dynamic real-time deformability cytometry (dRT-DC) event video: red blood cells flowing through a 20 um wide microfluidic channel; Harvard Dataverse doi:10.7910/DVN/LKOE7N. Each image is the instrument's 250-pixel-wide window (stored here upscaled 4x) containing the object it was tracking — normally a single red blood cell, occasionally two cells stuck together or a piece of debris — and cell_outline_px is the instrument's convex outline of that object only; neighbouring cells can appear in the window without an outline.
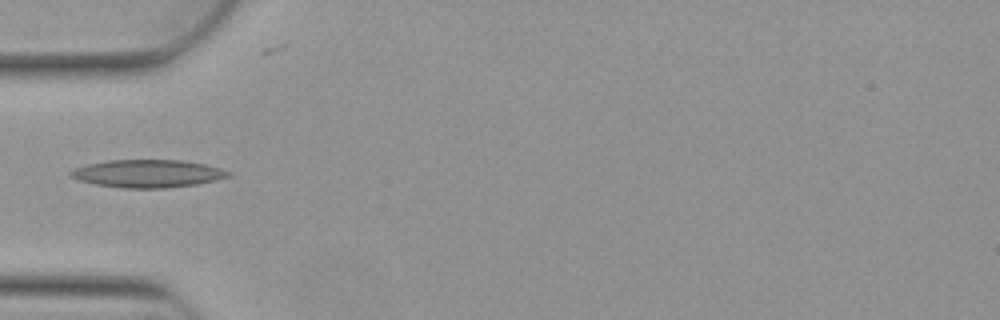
{"species": "Egyptian fruit bat (a non-hibernating species)", "species_latin": "Rousettus aegyptiacus", "temperature_condition": "warm", "stored_images_in_passage": 5, "camera_frame_rate_fps": 3000, "um_per_image_px": 0.085, "animal": {"sex": "female"}, "frame": {"image": 1, "passage_image": 4, "time_ms": 1.0, "image_size_px": [1000, 320], "cell_outline_px": [[232, 176], [196, 184], [168, 188], [120, 188], [96, 184], [80, 180], [72, 176], [68, 172], [76, 168], [88, 164], [108, 160], [180, 160], [204, 164], [220, 168], [232, 172]], "centroid_in_image_um": [12.59, 14.75], "position_along_channel_um": 72.4, "area_um2": 25.37}}